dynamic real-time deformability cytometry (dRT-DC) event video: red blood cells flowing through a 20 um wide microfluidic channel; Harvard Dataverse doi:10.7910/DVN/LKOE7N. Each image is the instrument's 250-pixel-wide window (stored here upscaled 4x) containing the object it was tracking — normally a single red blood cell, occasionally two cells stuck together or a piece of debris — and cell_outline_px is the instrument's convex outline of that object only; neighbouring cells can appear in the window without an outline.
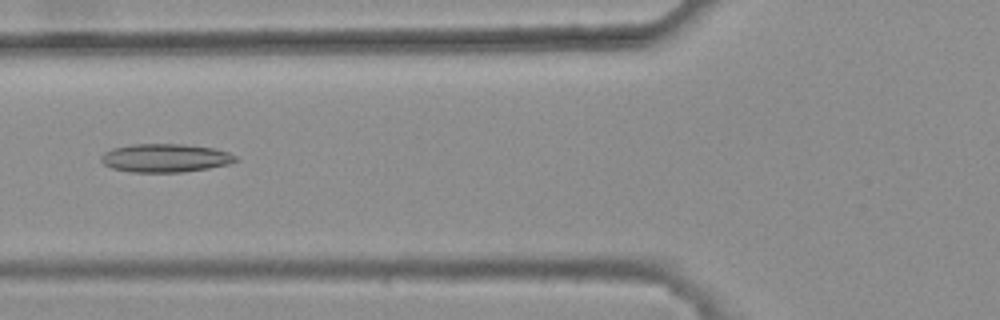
{"species": "common noctule bat (a hibernating species)", "species_latin": "Nyctalus noctula", "temperature_condition": "warm", "stored_images_in_passage": 46, "camera_frame_rate_fps": 3000, "um_per_image_px": 0.085, "animal": {"sex": "female", "body_mass_g": 25.1}, "frame": {"image": 1, "passage_image": 20, "time_ms": 6.333, "image_size_px": [1000, 320], "cell_outline_px": [[240, 160], [228, 164], [208, 168], [184, 172], [132, 172], [112, 168], [104, 164], [100, 160], [100, 156], [104, 152], [112, 148], [132, 144], [180, 144], [212, 148], [228, 152], [236, 156]], "centroid_in_image_um": [14.03, 13.43], "position_along_channel_um": 111.8, "area_um2": 22.25}}
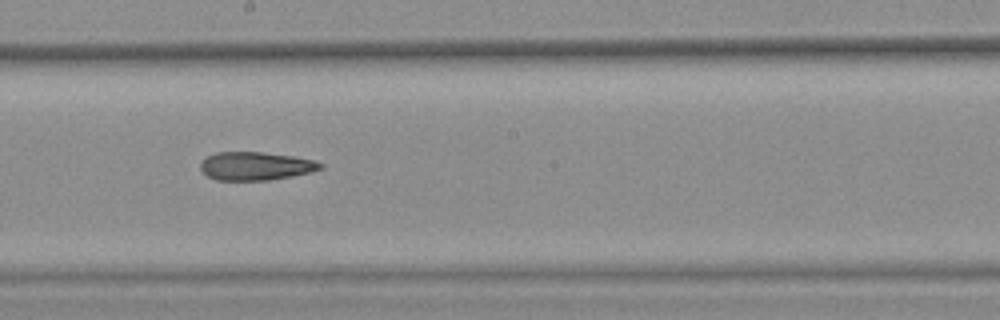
{"frame": {"image": 2, "passage_image": 29, "time_ms": 9.333, "image_size_px": [1000, 320], "cell_outline_px": [[324, 168], [292, 176], [268, 180], [216, 180], [208, 176], [200, 168], [200, 164], [208, 156], [216, 152], [264, 152], [292, 156], [312, 160], [324, 164]], "centroid_in_image_um": [21.73, 14.11], "position_along_channel_um": 226.5, "area_um2": 19.59}}
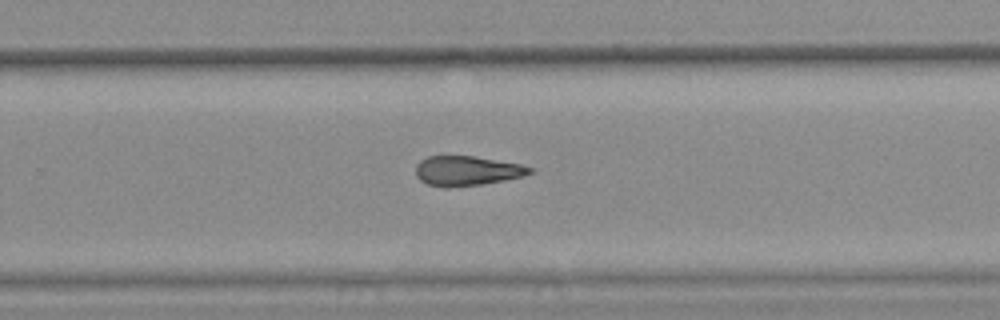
{"frame": {"image": 3, "passage_image": 34, "time_ms": 11.0, "image_size_px": [1000, 320], "cell_outline_px": [[532, 172], [520, 176], [504, 180], [480, 184], [448, 188], [444, 188], [428, 184], [420, 180], [416, 176], [416, 164], [420, 160], [428, 156], [472, 156], [520, 164], [532, 168]], "centroid_in_image_um": [39.62, 14.52], "position_along_channel_um": 290.2, "area_um2": 19.54}}